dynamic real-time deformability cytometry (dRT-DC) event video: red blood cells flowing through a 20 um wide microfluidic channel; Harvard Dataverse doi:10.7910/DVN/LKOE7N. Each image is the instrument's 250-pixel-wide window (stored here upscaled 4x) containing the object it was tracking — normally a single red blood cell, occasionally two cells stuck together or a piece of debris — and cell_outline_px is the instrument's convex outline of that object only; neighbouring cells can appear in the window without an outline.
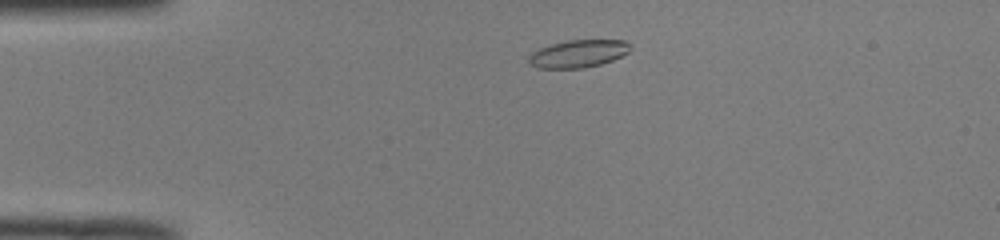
{"species": "common noctule bat (a hibernating species)", "species_latin": "Nyctalus noctula", "temperature_condition": "room temperature", "stored_images_in_passage": 43, "camera_frame_rate_fps": 3000, "um_per_image_px": 0.085, "animal": {"sex": "male", "body_mass_g": 19.0, "forearm_length_mm": 50.8}, "frame": {"image": 1, "passage_image": 4, "time_ms": 1.0, "image_size_px": [1000, 240], "cell_outline_px": [[632, 48], [628, 52], [612, 60], [600, 64], [584, 68], [536, 68], [528, 64], [528, 56], [532, 52], [548, 44], [568, 40], [624, 40], [632, 44]], "centroid_in_image_um": [49.12, 4.56], "position_along_channel_um": 35.9, "area_um2": 16.53}}
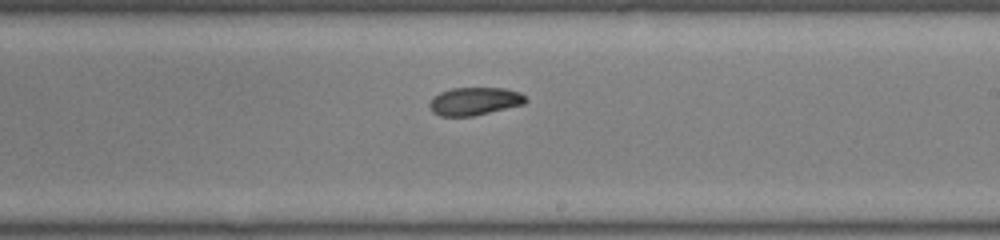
{"frame": {"image": 2, "passage_image": 23, "time_ms": 7.333, "image_size_px": [1000, 240], "cell_outline_px": [[528, 100], [524, 104], [472, 116], [440, 116], [432, 112], [428, 104], [432, 96], [440, 92], [452, 88], [504, 88], [520, 92]], "centroid_in_image_um": [40.3, 8.6], "position_along_channel_um": 248.7, "area_um2": 15.66}}
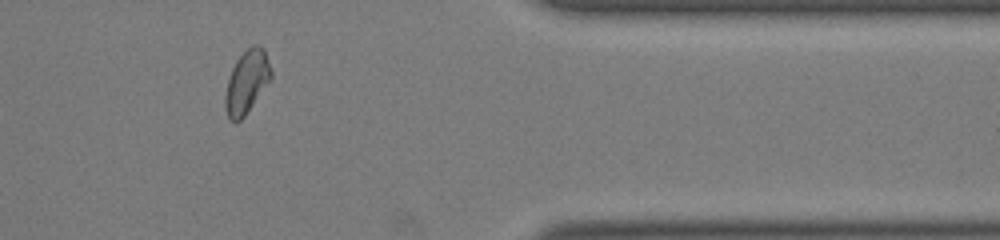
{"frame": {"image": 3, "passage_image": 35, "time_ms": 11.333, "image_size_px": [1000, 240], "cell_outline_px": [[272, 80], [244, 116], [236, 124], [228, 120], [224, 108], [224, 96], [228, 80], [232, 68], [236, 60], [252, 44], [256, 44], [264, 48], [272, 72]], "centroid_in_image_um": [20.97, 7.0], "position_along_channel_um": 390.4, "area_um2": 17.17}, "authors_computed_cell_mechanics": {"area_um2": 16.473, "velocity_mm_per_s": 4.0192, "shape_relaxation_time_tau1_ms": null, "shape_relaxation_time_tau2_ms": 2.6902, "deformation_change_tau1": null, "deformation_change_tau2": 0.0662}}